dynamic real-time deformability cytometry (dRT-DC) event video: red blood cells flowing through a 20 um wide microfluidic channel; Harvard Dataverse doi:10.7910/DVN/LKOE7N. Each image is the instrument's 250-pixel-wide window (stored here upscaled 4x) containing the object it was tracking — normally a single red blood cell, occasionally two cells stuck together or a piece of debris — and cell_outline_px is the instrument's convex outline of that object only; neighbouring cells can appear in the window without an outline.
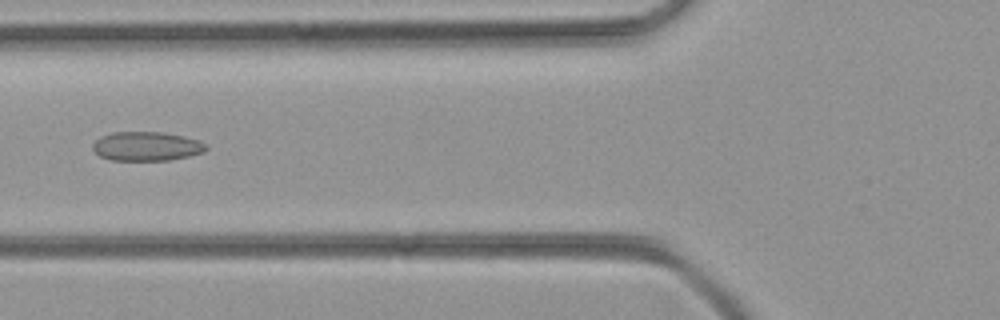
{"species": "common noctule bat (a hibernating species)", "species_latin": "Nyctalus noctula", "temperature_condition": "room temperature", "stored_images_in_passage": 43, "camera_frame_rate_fps": 3000, "um_per_image_px": 0.085, "animal": {"sex": "female", "body_mass_g": 21.9}, "frame": {"image": 1, "passage_image": 15, "time_ms": 4.667, "image_size_px": [1000, 320], "cell_outline_px": [[208, 148], [204, 152], [188, 156], [168, 160], [112, 160], [100, 156], [92, 148], [92, 144], [100, 136], [112, 132], [164, 132], [184, 136], [200, 140], [208, 144]], "centroid_in_image_um": [12.49, 12.42], "position_along_channel_um": 113.3, "area_um2": 19.36}}
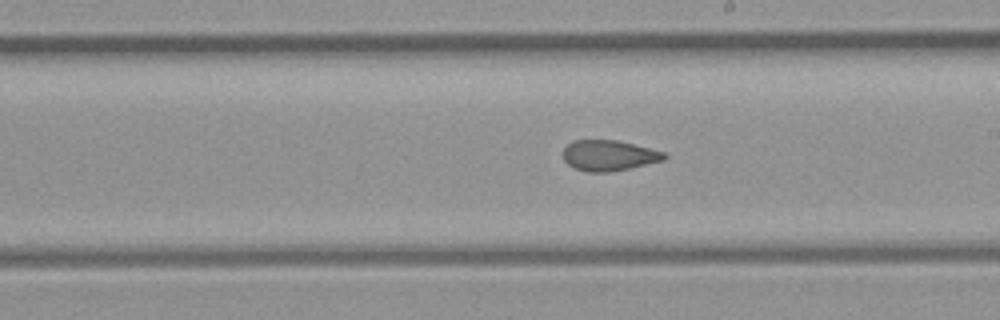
{"frame": {"image": 2, "passage_image": 24, "time_ms": 7.667, "image_size_px": [1000, 320], "cell_outline_px": [[668, 156], [664, 160], [628, 168], [608, 172], [588, 172], [576, 168], [568, 164], [564, 160], [564, 148], [572, 140], [616, 140], [664, 152]], "centroid_in_image_um": [51.74, 13.21], "position_along_channel_um": 237.3, "area_um2": 17.74}}
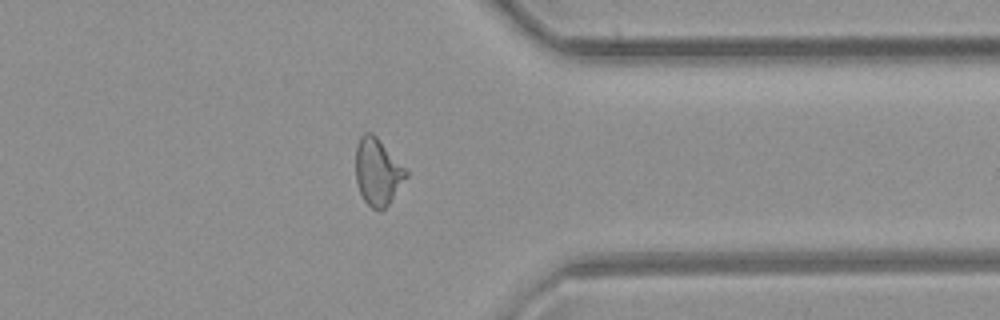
{"frame": {"image": 3, "passage_image": 35, "time_ms": 11.333, "image_size_px": [1000, 320], "cell_outline_px": [[408, 176], [388, 204], [380, 212], [372, 208], [364, 200], [360, 192], [356, 180], [356, 144], [360, 136], [364, 132], [372, 132], [376, 136], [408, 172]], "centroid_in_image_um": [32.08, 14.6], "position_along_channel_um": 379.3, "area_um2": 19.42}}